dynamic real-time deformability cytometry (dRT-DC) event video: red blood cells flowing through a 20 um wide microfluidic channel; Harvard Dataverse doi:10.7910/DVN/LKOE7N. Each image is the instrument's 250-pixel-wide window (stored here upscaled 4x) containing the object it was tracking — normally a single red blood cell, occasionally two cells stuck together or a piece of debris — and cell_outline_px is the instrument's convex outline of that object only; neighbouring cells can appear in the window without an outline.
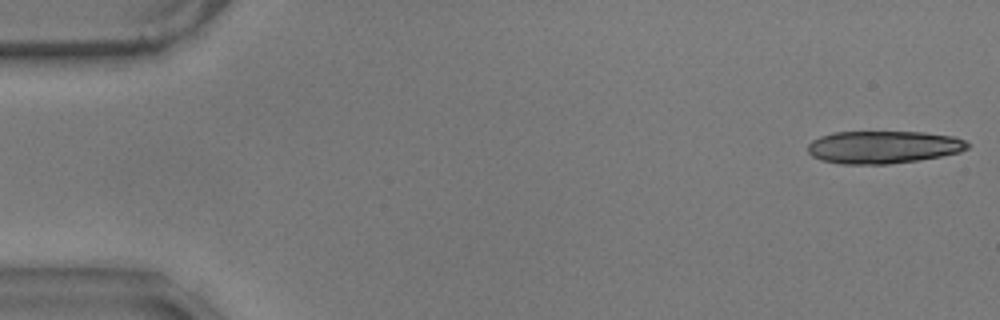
{"species": "common noctule bat (a hibernating species)", "species_latin": "Nyctalus noctula", "temperature_condition": "warm", "stored_images_in_passage": 18, "camera_frame_rate_fps": 3000, "um_per_image_px": 0.085, "animal": {"sex": "male", "body_mass_g": 17.9}, "frame": {"image": 1, "passage_image": 1, "time_ms": 0.0, "image_size_px": [1000, 320], "cell_outline_px": [[968, 148], [960, 152], [940, 156], [916, 160], [888, 164], [840, 164], [820, 160], [812, 156], [808, 152], [808, 144], [812, 140], [820, 136], [836, 132], [924, 132], [952, 136], [964, 140], [968, 144]], "centroid_in_image_um": [75.04, 12.5], "position_along_channel_um": 10.0, "area_um2": 30.29}}